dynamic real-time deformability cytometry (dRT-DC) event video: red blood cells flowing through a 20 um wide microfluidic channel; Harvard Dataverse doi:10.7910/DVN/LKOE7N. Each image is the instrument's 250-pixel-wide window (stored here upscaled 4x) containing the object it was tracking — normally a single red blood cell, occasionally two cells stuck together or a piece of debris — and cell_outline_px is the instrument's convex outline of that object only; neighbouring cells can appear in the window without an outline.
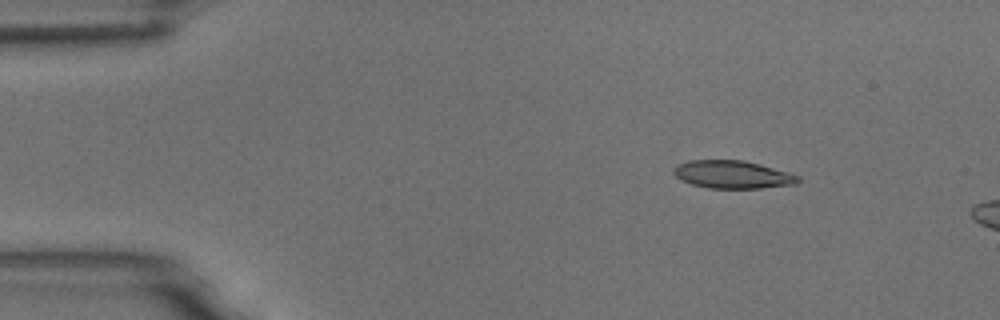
{"species": "common noctule bat (a hibernating species)", "species_latin": "Nyctalus noctula", "temperature_condition": "room temperature", "stored_images_in_passage": 6, "camera_frame_rate_fps": 3000, "um_per_image_px": 0.085, "animal": {"sex": "male", "body_mass_g": 18.8}, "frame": {"image": 1, "passage_image": 1, "time_ms": 0.0, "image_size_px": [1000, 320], "cell_outline_px": [[800, 180], [796, 184], [760, 188], [708, 188], [692, 184], [680, 180], [672, 172], [672, 168], [676, 164], [688, 160], [744, 160], [760, 164], [788, 172], [800, 176]], "centroid_in_image_um": [62.23, 14.83], "position_along_channel_um": 22.8, "area_um2": 20.35}}